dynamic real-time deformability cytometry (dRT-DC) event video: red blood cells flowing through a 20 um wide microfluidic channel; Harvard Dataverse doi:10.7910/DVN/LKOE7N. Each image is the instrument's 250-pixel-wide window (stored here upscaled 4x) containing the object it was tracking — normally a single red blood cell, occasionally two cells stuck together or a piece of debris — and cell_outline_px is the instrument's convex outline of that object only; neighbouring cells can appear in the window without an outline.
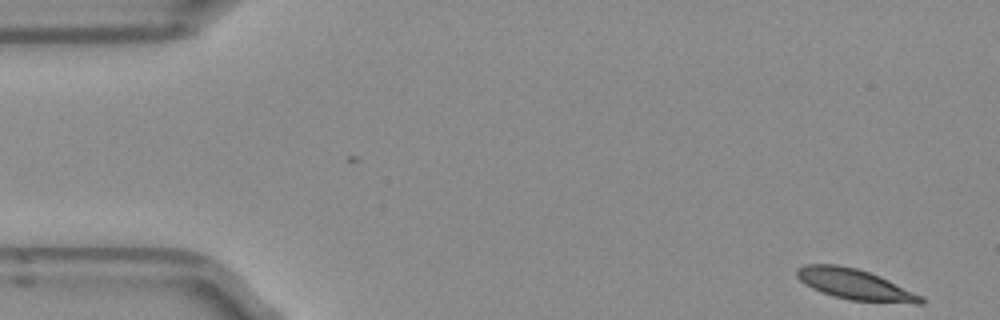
{"species": "Egyptian fruit bat (a non-hibernating species)", "species_latin": "Rousettus aegyptiacus", "temperature_condition": "room temperature", "stored_images_in_passage": 13, "camera_frame_rate_fps": 3000, "um_per_image_px": 0.085, "frame": {"image": 1, "passage_image": 1, "time_ms": 0.0, "image_size_px": [1000, 320], "cell_outline_px": [[924, 304], [916, 304], [848, 300], [832, 296], [820, 292], [812, 288], [800, 280], [796, 276], [796, 268], [804, 264], [836, 264], [856, 268], [880, 276], [924, 296]], "centroid_in_image_um": [72.68, 24.18], "position_along_channel_um": 12.3, "area_um2": 22.37}}
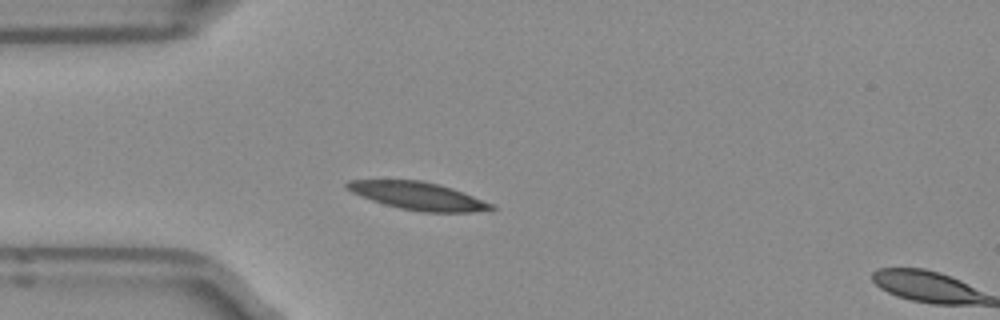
{"frame": {"image": 2, "passage_image": 12, "time_ms": 3.667, "image_size_px": [1000, 320], "cell_outline_px": [[496, 208], [472, 212], [424, 212], [400, 208], [384, 204], [360, 196], [344, 188], [344, 184], [348, 180], [420, 180], [440, 184], [452, 188], [492, 204]], "centroid_in_image_um": [35.47, 16.64], "position_along_channel_um": 49.5, "area_um2": 23.12}}